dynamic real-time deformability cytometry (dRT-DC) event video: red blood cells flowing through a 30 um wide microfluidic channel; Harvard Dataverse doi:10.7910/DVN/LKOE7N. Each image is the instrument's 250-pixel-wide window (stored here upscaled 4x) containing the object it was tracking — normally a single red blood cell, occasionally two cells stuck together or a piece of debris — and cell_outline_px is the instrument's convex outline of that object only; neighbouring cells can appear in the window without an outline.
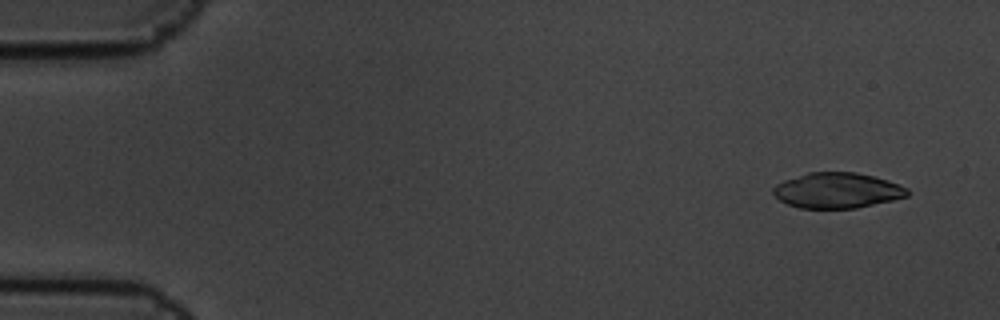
{"species": "common noctule bat (a hibernating species)", "species_latin": "Nyctalus noctula", "temperature_condition": "cold", "stored_images_in_passage": 4, "camera_frame_rate_fps": 3000, "um_per_image_px": 0.085, "animal": {"sex": "male", "body_mass_g": 19.5, "forearm_length_mm": 54.6}, "frame": {"image": 1, "passage_image": 1, "time_ms": 0.0, "image_size_px": [1000, 320], "cell_outline_px": [[908, 196], [892, 200], [856, 208], [800, 208], [788, 204], [780, 200], [772, 192], [772, 188], [776, 184], [784, 180], [808, 172], [856, 172], [888, 180], [908, 188]], "centroid_in_image_um": [71.15, 16.18], "position_along_channel_um": 13.8, "area_um2": 27.63}}